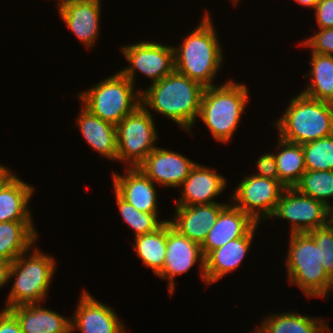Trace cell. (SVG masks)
<instances>
[{
  "label": "cell",
  "instance_id": "cb8c5ba5",
  "mask_svg": "<svg viewBox=\"0 0 333 333\" xmlns=\"http://www.w3.org/2000/svg\"><path fill=\"white\" fill-rule=\"evenodd\" d=\"M38 234L33 222H0V259L13 262L31 250Z\"/></svg>",
  "mask_w": 333,
  "mask_h": 333
},
{
  "label": "cell",
  "instance_id": "484cf974",
  "mask_svg": "<svg viewBox=\"0 0 333 333\" xmlns=\"http://www.w3.org/2000/svg\"><path fill=\"white\" fill-rule=\"evenodd\" d=\"M309 85L301 93L333 104V55L311 52Z\"/></svg>",
  "mask_w": 333,
  "mask_h": 333
},
{
  "label": "cell",
  "instance_id": "44dd1931",
  "mask_svg": "<svg viewBox=\"0 0 333 333\" xmlns=\"http://www.w3.org/2000/svg\"><path fill=\"white\" fill-rule=\"evenodd\" d=\"M39 305H19L8 309L18 320L23 333H71V319Z\"/></svg>",
  "mask_w": 333,
  "mask_h": 333
},
{
  "label": "cell",
  "instance_id": "f546056e",
  "mask_svg": "<svg viewBox=\"0 0 333 333\" xmlns=\"http://www.w3.org/2000/svg\"><path fill=\"white\" fill-rule=\"evenodd\" d=\"M306 170L333 171V134L302 145Z\"/></svg>",
  "mask_w": 333,
  "mask_h": 333
},
{
  "label": "cell",
  "instance_id": "4316f807",
  "mask_svg": "<svg viewBox=\"0 0 333 333\" xmlns=\"http://www.w3.org/2000/svg\"><path fill=\"white\" fill-rule=\"evenodd\" d=\"M278 147L281 151L274 154L278 180L286 187L292 188L306 171L302 145L285 141L279 137Z\"/></svg>",
  "mask_w": 333,
  "mask_h": 333
},
{
  "label": "cell",
  "instance_id": "836d02e7",
  "mask_svg": "<svg viewBox=\"0 0 333 333\" xmlns=\"http://www.w3.org/2000/svg\"><path fill=\"white\" fill-rule=\"evenodd\" d=\"M314 9L319 29L333 28V0H320Z\"/></svg>",
  "mask_w": 333,
  "mask_h": 333
},
{
  "label": "cell",
  "instance_id": "d4e9b609",
  "mask_svg": "<svg viewBox=\"0 0 333 333\" xmlns=\"http://www.w3.org/2000/svg\"><path fill=\"white\" fill-rule=\"evenodd\" d=\"M261 323L252 333H330L331 331L323 320L309 318L296 312L270 315Z\"/></svg>",
  "mask_w": 333,
  "mask_h": 333
},
{
  "label": "cell",
  "instance_id": "9a60e30c",
  "mask_svg": "<svg viewBox=\"0 0 333 333\" xmlns=\"http://www.w3.org/2000/svg\"><path fill=\"white\" fill-rule=\"evenodd\" d=\"M71 319V333H125L124 325L114 310L82 291L75 315Z\"/></svg>",
  "mask_w": 333,
  "mask_h": 333
},
{
  "label": "cell",
  "instance_id": "60d3db41",
  "mask_svg": "<svg viewBox=\"0 0 333 333\" xmlns=\"http://www.w3.org/2000/svg\"><path fill=\"white\" fill-rule=\"evenodd\" d=\"M333 289V274L330 276V290Z\"/></svg>",
  "mask_w": 333,
  "mask_h": 333
},
{
  "label": "cell",
  "instance_id": "2e32d148",
  "mask_svg": "<svg viewBox=\"0 0 333 333\" xmlns=\"http://www.w3.org/2000/svg\"><path fill=\"white\" fill-rule=\"evenodd\" d=\"M228 204L210 203L191 206H176L175 217L170 220L174 229L195 243L202 245L209 229L216 223L220 212Z\"/></svg>",
  "mask_w": 333,
  "mask_h": 333
},
{
  "label": "cell",
  "instance_id": "30bf717a",
  "mask_svg": "<svg viewBox=\"0 0 333 333\" xmlns=\"http://www.w3.org/2000/svg\"><path fill=\"white\" fill-rule=\"evenodd\" d=\"M329 207L295 188H285L271 217L291 222V234L308 233L328 224Z\"/></svg>",
  "mask_w": 333,
  "mask_h": 333
},
{
  "label": "cell",
  "instance_id": "e575fe53",
  "mask_svg": "<svg viewBox=\"0 0 333 333\" xmlns=\"http://www.w3.org/2000/svg\"><path fill=\"white\" fill-rule=\"evenodd\" d=\"M257 168L258 172L254 175L270 179H278L277 163L274 154L269 153L261 155L257 160Z\"/></svg>",
  "mask_w": 333,
  "mask_h": 333
},
{
  "label": "cell",
  "instance_id": "8d00e7d4",
  "mask_svg": "<svg viewBox=\"0 0 333 333\" xmlns=\"http://www.w3.org/2000/svg\"><path fill=\"white\" fill-rule=\"evenodd\" d=\"M12 262L0 259V288H2L5 283L9 282V273L11 269Z\"/></svg>",
  "mask_w": 333,
  "mask_h": 333
},
{
  "label": "cell",
  "instance_id": "ffe728a7",
  "mask_svg": "<svg viewBox=\"0 0 333 333\" xmlns=\"http://www.w3.org/2000/svg\"><path fill=\"white\" fill-rule=\"evenodd\" d=\"M256 223L240 208L228 204L219 214L216 223L201 245L206 257L211 251L221 248L231 240L244 236Z\"/></svg>",
  "mask_w": 333,
  "mask_h": 333
},
{
  "label": "cell",
  "instance_id": "4dcf8cb0",
  "mask_svg": "<svg viewBox=\"0 0 333 333\" xmlns=\"http://www.w3.org/2000/svg\"><path fill=\"white\" fill-rule=\"evenodd\" d=\"M116 202L124 221L135 231V237L158 229L166 220H158L157 213H143L122 199L116 192Z\"/></svg>",
  "mask_w": 333,
  "mask_h": 333
},
{
  "label": "cell",
  "instance_id": "d6986e66",
  "mask_svg": "<svg viewBox=\"0 0 333 333\" xmlns=\"http://www.w3.org/2000/svg\"><path fill=\"white\" fill-rule=\"evenodd\" d=\"M257 226L259 227V223H256L244 236L229 241L221 248L211 251L205 257L206 286L239 268L249 251Z\"/></svg>",
  "mask_w": 333,
  "mask_h": 333
},
{
  "label": "cell",
  "instance_id": "7c38bea8",
  "mask_svg": "<svg viewBox=\"0 0 333 333\" xmlns=\"http://www.w3.org/2000/svg\"><path fill=\"white\" fill-rule=\"evenodd\" d=\"M200 261L201 278L205 281V257L201 245L181 235L167 220V247L163 269L157 274L162 279H168V290L170 295L175 290L174 278L186 273L197 262Z\"/></svg>",
  "mask_w": 333,
  "mask_h": 333
},
{
  "label": "cell",
  "instance_id": "74e56055",
  "mask_svg": "<svg viewBox=\"0 0 333 333\" xmlns=\"http://www.w3.org/2000/svg\"><path fill=\"white\" fill-rule=\"evenodd\" d=\"M13 175V172H11L8 167L2 166L0 164V186L3 185Z\"/></svg>",
  "mask_w": 333,
  "mask_h": 333
},
{
  "label": "cell",
  "instance_id": "8fae6325",
  "mask_svg": "<svg viewBox=\"0 0 333 333\" xmlns=\"http://www.w3.org/2000/svg\"><path fill=\"white\" fill-rule=\"evenodd\" d=\"M121 50L131 65L120 72L133 84L136 70L152 79V83L160 81L175 70L173 46L143 41L123 46Z\"/></svg>",
  "mask_w": 333,
  "mask_h": 333
},
{
  "label": "cell",
  "instance_id": "5b68a950",
  "mask_svg": "<svg viewBox=\"0 0 333 333\" xmlns=\"http://www.w3.org/2000/svg\"><path fill=\"white\" fill-rule=\"evenodd\" d=\"M23 252L11 265L9 279L15 281L7 298L9 309L19 305L40 304L47 296L51 279L55 273V260L50 255L34 249L27 257Z\"/></svg>",
  "mask_w": 333,
  "mask_h": 333
},
{
  "label": "cell",
  "instance_id": "83f0119b",
  "mask_svg": "<svg viewBox=\"0 0 333 333\" xmlns=\"http://www.w3.org/2000/svg\"><path fill=\"white\" fill-rule=\"evenodd\" d=\"M167 247V221L153 232L135 237L134 249L146 267L157 275L164 266Z\"/></svg>",
  "mask_w": 333,
  "mask_h": 333
},
{
  "label": "cell",
  "instance_id": "7402d4cb",
  "mask_svg": "<svg viewBox=\"0 0 333 333\" xmlns=\"http://www.w3.org/2000/svg\"><path fill=\"white\" fill-rule=\"evenodd\" d=\"M78 115L76 122L87 144L105 158L117 161L116 125L97 117L84 106Z\"/></svg>",
  "mask_w": 333,
  "mask_h": 333
},
{
  "label": "cell",
  "instance_id": "8992f818",
  "mask_svg": "<svg viewBox=\"0 0 333 333\" xmlns=\"http://www.w3.org/2000/svg\"><path fill=\"white\" fill-rule=\"evenodd\" d=\"M285 259L288 282L298 285L307 297H324L330 293V277L325 272L319 246L308 233H290Z\"/></svg>",
  "mask_w": 333,
  "mask_h": 333
},
{
  "label": "cell",
  "instance_id": "ac0fdd59",
  "mask_svg": "<svg viewBox=\"0 0 333 333\" xmlns=\"http://www.w3.org/2000/svg\"><path fill=\"white\" fill-rule=\"evenodd\" d=\"M125 172L124 176L113 172L115 192L138 211L157 213V193L154 182L138 167H127Z\"/></svg>",
  "mask_w": 333,
  "mask_h": 333
},
{
  "label": "cell",
  "instance_id": "ab89813d",
  "mask_svg": "<svg viewBox=\"0 0 333 333\" xmlns=\"http://www.w3.org/2000/svg\"><path fill=\"white\" fill-rule=\"evenodd\" d=\"M328 223L333 227V205L329 206Z\"/></svg>",
  "mask_w": 333,
  "mask_h": 333
},
{
  "label": "cell",
  "instance_id": "52a82bcc",
  "mask_svg": "<svg viewBox=\"0 0 333 333\" xmlns=\"http://www.w3.org/2000/svg\"><path fill=\"white\" fill-rule=\"evenodd\" d=\"M120 71L79 95L84 107L104 121L118 125L141 105L140 90Z\"/></svg>",
  "mask_w": 333,
  "mask_h": 333
},
{
  "label": "cell",
  "instance_id": "277c9868",
  "mask_svg": "<svg viewBox=\"0 0 333 333\" xmlns=\"http://www.w3.org/2000/svg\"><path fill=\"white\" fill-rule=\"evenodd\" d=\"M248 94L245 84L232 80L218 86L205 87L199 118L217 141L228 143L233 137L249 100Z\"/></svg>",
  "mask_w": 333,
  "mask_h": 333
},
{
  "label": "cell",
  "instance_id": "1f68e13d",
  "mask_svg": "<svg viewBox=\"0 0 333 333\" xmlns=\"http://www.w3.org/2000/svg\"><path fill=\"white\" fill-rule=\"evenodd\" d=\"M319 246L320 262L330 277L333 274V227L328 223L308 232Z\"/></svg>",
  "mask_w": 333,
  "mask_h": 333
},
{
  "label": "cell",
  "instance_id": "6da1fadb",
  "mask_svg": "<svg viewBox=\"0 0 333 333\" xmlns=\"http://www.w3.org/2000/svg\"><path fill=\"white\" fill-rule=\"evenodd\" d=\"M204 89L201 83L174 70L145 91L140 90V101L145 109L152 108L167 116L191 134L200 113Z\"/></svg>",
  "mask_w": 333,
  "mask_h": 333
},
{
  "label": "cell",
  "instance_id": "5bb4252c",
  "mask_svg": "<svg viewBox=\"0 0 333 333\" xmlns=\"http://www.w3.org/2000/svg\"><path fill=\"white\" fill-rule=\"evenodd\" d=\"M101 0H59V14L86 48L95 44L99 33Z\"/></svg>",
  "mask_w": 333,
  "mask_h": 333
},
{
  "label": "cell",
  "instance_id": "ba28073f",
  "mask_svg": "<svg viewBox=\"0 0 333 333\" xmlns=\"http://www.w3.org/2000/svg\"><path fill=\"white\" fill-rule=\"evenodd\" d=\"M154 117L139 105L116 125L117 161L126 162L129 168L138 167L157 147Z\"/></svg>",
  "mask_w": 333,
  "mask_h": 333
},
{
  "label": "cell",
  "instance_id": "603a6c76",
  "mask_svg": "<svg viewBox=\"0 0 333 333\" xmlns=\"http://www.w3.org/2000/svg\"><path fill=\"white\" fill-rule=\"evenodd\" d=\"M34 188L14 174L0 186V222H32L28 201Z\"/></svg>",
  "mask_w": 333,
  "mask_h": 333
},
{
  "label": "cell",
  "instance_id": "f1b7e54d",
  "mask_svg": "<svg viewBox=\"0 0 333 333\" xmlns=\"http://www.w3.org/2000/svg\"><path fill=\"white\" fill-rule=\"evenodd\" d=\"M293 188L329 207L328 199L333 198V171L306 170Z\"/></svg>",
  "mask_w": 333,
  "mask_h": 333
},
{
  "label": "cell",
  "instance_id": "4fadbf2b",
  "mask_svg": "<svg viewBox=\"0 0 333 333\" xmlns=\"http://www.w3.org/2000/svg\"><path fill=\"white\" fill-rule=\"evenodd\" d=\"M196 163L182 154L164 148H155L138 166L154 183L179 187Z\"/></svg>",
  "mask_w": 333,
  "mask_h": 333
},
{
  "label": "cell",
  "instance_id": "9c48e42d",
  "mask_svg": "<svg viewBox=\"0 0 333 333\" xmlns=\"http://www.w3.org/2000/svg\"><path fill=\"white\" fill-rule=\"evenodd\" d=\"M285 188L278 179L248 175L237 186L232 204L260 224L271 217Z\"/></svg>",
  "mask_w": 333,
  "mask_h": 333
},
{
  "label": "cell",
  "instance_id": "e0dca14e",
  "mask_svg": "<svg viewBox=\"0 0 333 333\" xmlns=\"http://www.w3.org/2000/svg\"><path fill=\"white\" fill-rule=\"evenodd\" d=\"M196 163L191 169L189 176L181 184V197L177 200L176 206H191L216 203L213 201L227 186L224 176L209 170Z\"/></svg>",
  "mask_w": 333,
  "mask_h": 333
},
{
  "label": "cell",
  "instance_id": "3957f363",
  "mask_svg": "<svg viewBox=\"0 0 333 333\" xmlns=\"http://www.w3.org/2000/svg\"><path fill=\"white\" fill-rule=\"evenodd\" d=\"M276 126L281 139L304 145L333 134V104L299 93Z\"/></svg>",
  "mask_w": 333,
  "mask_h": 333
},
{
  "label": "cell",
  "instance_id": "d6a6232c",
  "mask_svg": "<svg viewBox=\"0 0 333 333\" xmlns=\"http://www.w3.org/2000/svg\"><path fill=\"white\" fill-rule=\"evenodd\" d=\"M301 45L309 47L313 53L333 55V28L320 29L317 34L304 40Z\"/></svg>",
  "mask_w": 333,
  "mask_h": 333
},
{
  "label": "cell",
  "instance_id": "d590c367",
  "mask_svg": "<svg viewBox=\"0 0 333 333\" xmlns=\"http://www.w3.org/2000/svg\"><path fill=\"white\" fill-rule=\"evenodd\" d=\"M0 333H23L18 320L8 309L0 312Z\"/></svg>",
  "mask_w": 333,
  "mask_h": 333
},
{
  "label": "cell",
  "instance_id": "7a4b0ae2",
  "mask_svg": "<svg viewBox=\"0 0 333 333\" xmlns=\"http://www.w3.org/2000/svg\"><path fill=\"white\" fill-rule=\"evenodd\" d=\"M210 18L206 11L202 21L183 43L177 48L173 46L175 71L204 87L215 86L212 81L223 62V49Z\"/></svg>",
  "mask_w": 333,
  "mask_h": 333
},
{
  "label": "cell",
  "instance_id": "f35d334b",
  "mask_svg": "<svg viewBox=\"0 0 333 333\" xmlns=\"http://www.w3.org/2000/svg\"><path fill=\"white\" fill-rule=\"evenodd\" d=\"M294 1H296L298 4H301L303 6L310 7V8H315L317 3L320 0H294Z\"/></svg>",
  "mask_w": 333,
  "mask_h": 333
}]
</instances>
